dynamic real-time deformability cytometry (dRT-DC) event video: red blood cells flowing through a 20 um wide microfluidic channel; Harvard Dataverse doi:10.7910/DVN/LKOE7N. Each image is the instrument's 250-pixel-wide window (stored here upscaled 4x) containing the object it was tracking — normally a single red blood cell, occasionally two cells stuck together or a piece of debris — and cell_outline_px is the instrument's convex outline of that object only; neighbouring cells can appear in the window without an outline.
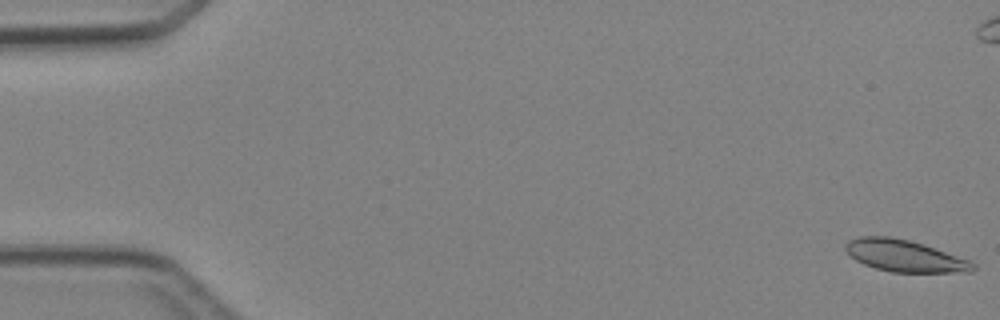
{"species": "Egyptian fruit bat (a non-hibernating species)", "species_latin": "Rousettus aegyptiacus", "temperature_condition": "cold", "stored_images_in_passage": 6, "camera_frame_rate_fps": 3000, "um_per_image_px": 0.085, "animal": {"sex": "female"}, "frame": {"image": 1, "passage_image": 1, "time_ms": 0.0, "image_size_px": [1000, 320], "cell_outline_px": [[976, 268], [972, 272], [892, 272], [876, 268], [864, 264], [856, 260], [844, 248], [844, 244], [848, 240], [860, 236], [888, 236], [908, 240], [924, 244], [972, 260], [976, 264]], "centroid_in_image_um": [76.94, 21.74], "position_along_channel_um": 8.1, "area_um2": 23.76}}
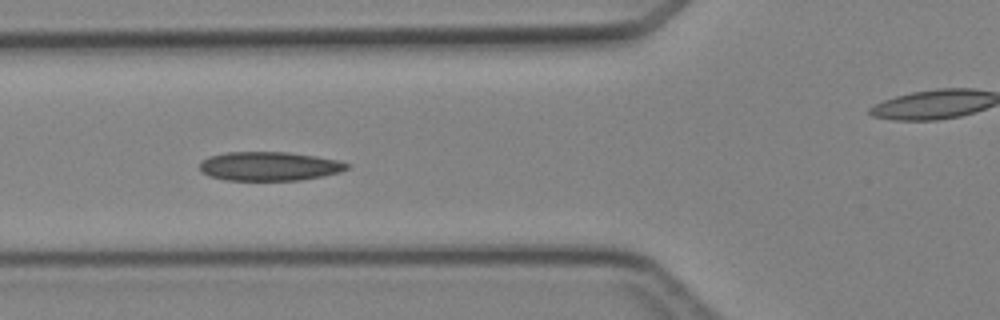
{"frame": {"image": 2, "passage_image": 6, "time_ms": 5.667, "image_size_px": [1000, 320], "cell_outline_px": [[348, 168], [340, 172], [300, 180], [224, 180], [208, 176], [200, 172], [200, 160], [208, 156], [228, 152], [288, 152], [316, 156], [336, 160], [348, 164]], "centroid_in_image_um": [22.81, 14.13], "position_along_channel_um": 103.0, "area_um2": 24.85}}